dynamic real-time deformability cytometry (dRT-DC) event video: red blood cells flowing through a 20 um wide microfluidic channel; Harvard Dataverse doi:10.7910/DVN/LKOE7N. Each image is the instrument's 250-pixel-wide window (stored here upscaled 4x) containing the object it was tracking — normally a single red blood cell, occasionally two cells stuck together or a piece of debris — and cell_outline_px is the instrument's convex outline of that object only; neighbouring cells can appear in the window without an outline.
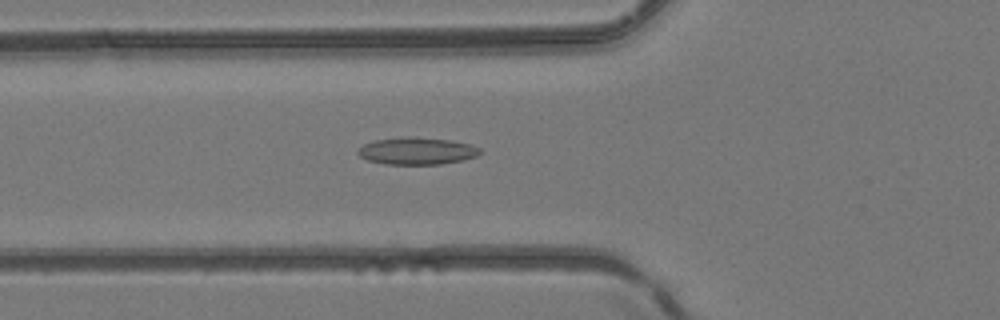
{"species": "common noctule bat (a hibernating species)", "species_latin": "Nyctalus noctula", "temperature_condition": "room temperature", "stored_images_in_passage": 46, "camera_frame_rate_fps": 3000, "um_per_image_px": 0.085, "animal": {"sex": "female", "body_mass_g": 24.6, "forearm_length_mm": 56.2}, "frame": {"image": 1, "passage_image": 15, "time_ms": 4.667, "image_size_px": [1000, 320], "cell_outline_px": [[484, 152], [476, 156], [464, 160], [440, 164], [384, 164], [368, 160], [360, 156], [356, 152], [364, 144], [376, 140], [400, 136], [416, 136], [448, 140], [472, 144], [480, 148]], "centroid_in_image_um": [35.47, 12.82], "position_along_channel_um": 90.3, "area_um2": 19.54}}
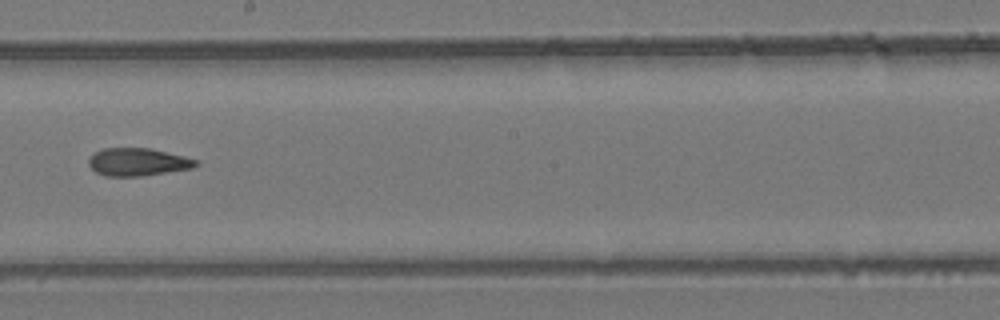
{"frame": {"image": 2, "passage_image": 25, "time_ms": 8.0, "image_size_px": [1000, 320], "cell_outline_px": [[200, 164], [192, 168], [140, 176], [104, 176], [96, 172], [88, 164], [88, 160], [100, 148], [152, 148], [200, 160]], "centroid_in_image_um": [11.74, 13.76], "position_along_channel_um": 236.5, "area_um2": 17.4}}
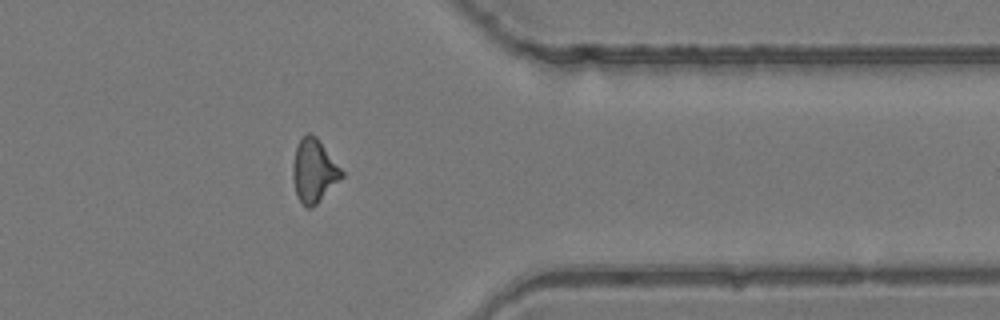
{"frame": {"image": 3, "passage_image": 36, "time_ms": 11.667, "image_size_px": [1000, 320], "cell_outline_px": [[344, 176], [312, 208], [308, 208], [300, 200], [296, 192], [292, 176], [292, 164], [296, 148], [300, 136], [308, 132], [316, 136], [344, 172]], "centroid_in_image_um": [26.68, 14.48], "position_along_channel_um": 384.7, "area_um2": 17.92}}